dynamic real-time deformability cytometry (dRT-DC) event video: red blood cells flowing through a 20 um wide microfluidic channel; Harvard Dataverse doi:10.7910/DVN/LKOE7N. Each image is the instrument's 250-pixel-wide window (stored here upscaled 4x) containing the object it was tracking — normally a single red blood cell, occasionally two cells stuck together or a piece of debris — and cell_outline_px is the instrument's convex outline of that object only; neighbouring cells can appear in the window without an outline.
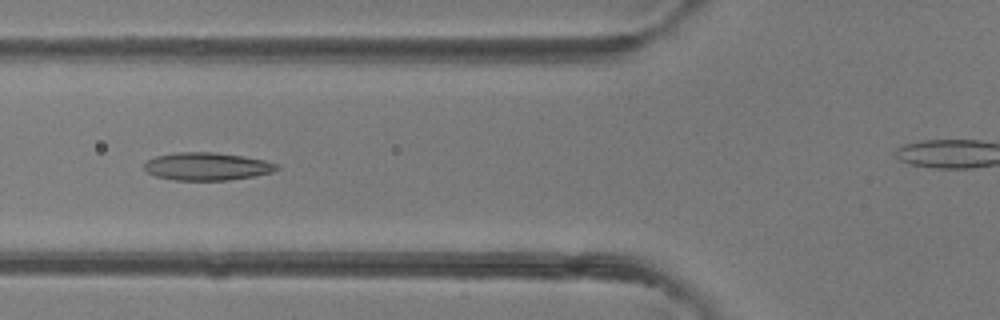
{"species": "common noctule bat (a hibernating species)", "species_latin": "Nyctalus noctula", "temperature_condition": "room temperature", "stored_images_in_passage": 6, "segment_of_instrument_passage": [1, 2], "camera_frame_rate_fps": 3000, "um_per_image_px": 0.085, "animal": {"sex": "female"}, "frame": {"image": 1, "passage_image": 5, "time_ms": 4.333, "image_size_px": [1000, 320], "cell_outline_px": [[280, 168], [272, 172], [252, 176], [228, 180], [176, 180], [156, 176], [148, 172], [144, 168], [144, 164], [148, 160], [156, 156], [176, 152], [216, 152], [244, 156], [264, 160], [276, 164]], "centroid_in_image_um": [17.59, 14.13], "position_along_channel_um": 108.2, "area_um2": 21.33}}